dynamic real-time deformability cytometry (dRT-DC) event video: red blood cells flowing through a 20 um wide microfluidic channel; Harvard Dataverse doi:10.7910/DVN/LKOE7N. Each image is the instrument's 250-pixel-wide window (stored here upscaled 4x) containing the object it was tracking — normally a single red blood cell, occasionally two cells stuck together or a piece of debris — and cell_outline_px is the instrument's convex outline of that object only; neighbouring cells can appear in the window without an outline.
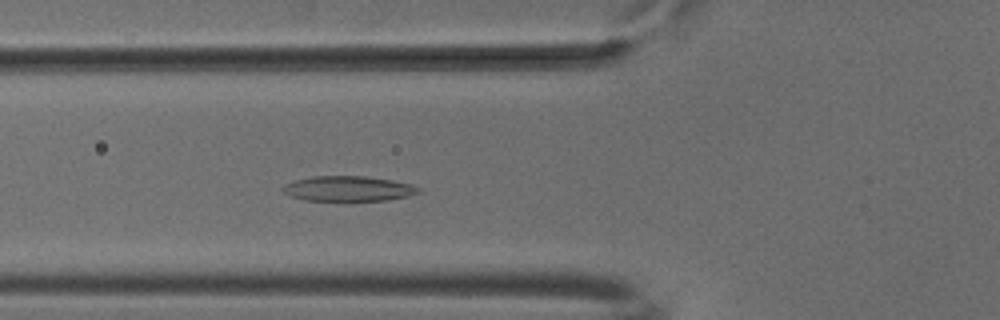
{"species": "common noctule bat (a hibernating species)", "species_latin": "Nyctalus noctula", "temperature_condition": "cold", "stored_images_in_passage": 52, "camera_frame_rate_fps": 3000, "um_per_image_px": 0.085, "animal": {"sex": "male", "body_mass_g": 18.8}, "frame": {"image": 1, "passage_image": 19, "time_ms": 6.0, "image_size_px": [1000, 320], "cell_outline_px": [[420, 192], [408, 196], [388, 200], [304, 200], [292, 196], [284, 192], [280, 188], [284, 184], [296, 180], [312, 176], [364, 176], [392, 180], [412, 184], [420, 188]], "centroid_in_image_um": [29.61, 16.03], "position_along_channel_um": 96.2, "area_um2": 19.77}}
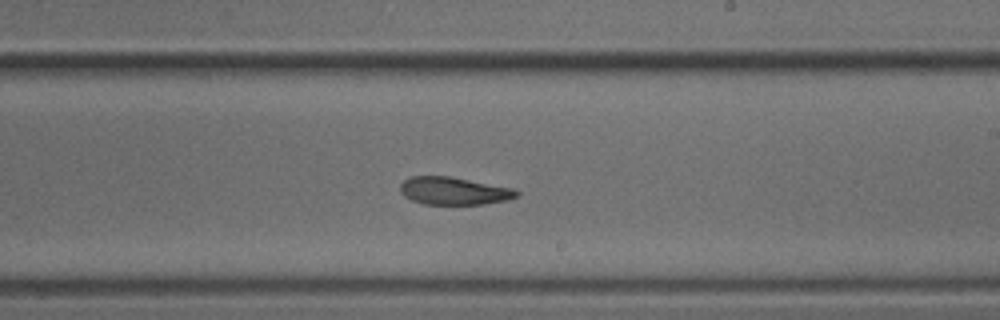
{"frame": {"image": 2, "passage_image": 31, "time_ms": 10.0, "image_size_px": [1000, 320], "cell_outline_px": [[520, 196], [508, 200], [484, 204], [424, 204], [412, 200], [404, 196], [400, 192], [400, 184], [404, 180], [412, 176], [448, 176], [516, 188], [520, 192]], "centroid_in_image_um": [38.63, 16.23], "position_along_channel_um": 250.4, "area_um2": 18.96}}
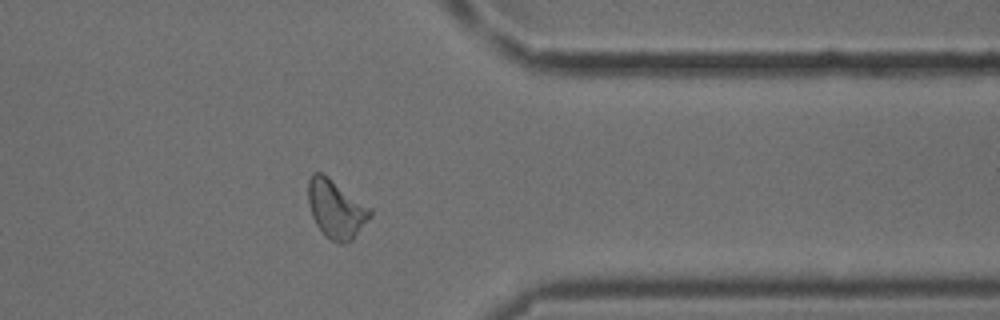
{"frame": {"image": 3, "passage_image": 42, "time_ms": 13.667, "image_size_px": [1000, 320], "cell_outline_px": [[372, 216], [352, 240], [340, 244], [332, 240], [316, 224], [312, 216], [308, 204], [308, 180], [312, 172], [320, 172], [328, 176], [372, 208]], "centroid_in_image_um": [28.57, 17.73], "position_along_channel_um": 382.8, "area_um2": 21.04}, "authors_computed_cell_mechanics": {"area_um2": 20.2878, "velocity_mm_per_s": 3.8474, "shape_relaxation_time_tau1_ms": null, "shape_relaxation_time_tau2_ms": 3.7525, "deformation_change_tau1": null, "deformation_change_tau2": 0.1025}}